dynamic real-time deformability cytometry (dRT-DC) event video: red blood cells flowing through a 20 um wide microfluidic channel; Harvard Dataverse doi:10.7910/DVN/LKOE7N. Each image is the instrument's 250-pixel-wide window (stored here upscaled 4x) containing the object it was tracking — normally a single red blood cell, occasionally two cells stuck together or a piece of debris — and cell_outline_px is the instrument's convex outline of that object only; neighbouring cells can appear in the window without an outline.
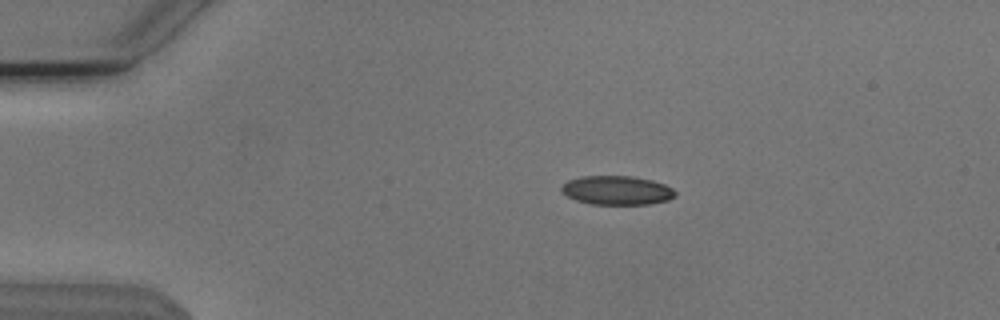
{"species": "Egyptian fruit bat (a non-hibernating species)", "species_latin": "Rousettus aegyptiacus", "temperature_condition": "cold", "stored_images_in_passage": 44, "camera_frame_rate_fps": 3000, "um_per_image_px": 0.085, "animal": {"sex": "male"}, "frame": {"image": 1, "passage_image": 1, "time_ms": 0.0, "image_size_px": [1000, 320], "cell_outline_px": [[676, 196], [668, 200], [648, 204], [592, 204], [576, 200], [568, 196], [560, 188], [568, 180], [580, 176], [632, 176], [652, 180], [664, 184], [672, 188], [676, 192]], "centroid_in_image_um": [52.46, 16.17], "position_along_channel_um": 32.5, "area_um2": 19.13}}
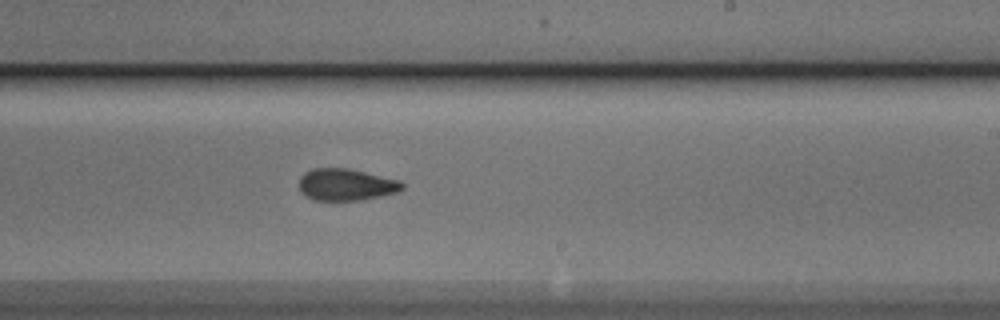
{"frame": {"image": 2, "passage_image": 23, "time_ms": 7.333, "image_size_px": [1000, 320], "cell_outline_px": [[404, 188], [396, 192], [360, 200], [312, 200], [304, 196], [300, 192], [300, 176], [304, 172], [312, 168], [348, 168], [400, 180], [404, 184]], "centroid_in_image_um": [29.38, 15.69], "position_along_channel_um": 259.6, "area_um2": 19.19}}
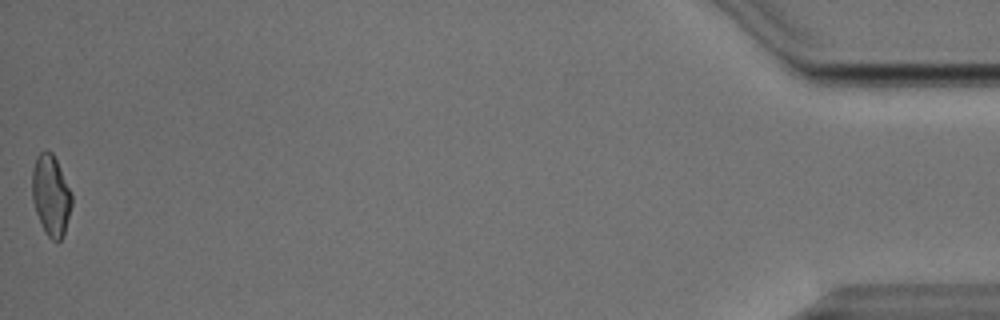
{"frame": {"image": 3, "passage_image": 44, "time_ms": 14.333, "image_size_px": [1000, 320], "cell_outline_px": [[72, 204], [64, 236], [60, 240], [52, 240], [44, 232], [36, 212], [32, 200], [32, 172], [36, 156], [40, 152], [52, 152], [72, 192]], "centroid_in_image_um": [4.33, 16.63], "position_along_channel_um": 430.9, "area_um2": 18.67}, "authors_computed_cell_mechanics": {"area_um2": 19.2763, "velocity_mm_per_s": 3.8152, "shape_relaxation_time_tau1_ms": 7.8613, "shape_relaxation_time_tau2_ms": 2.2998, "deformation_change_tau1": 0.1646, "deformation_change_tau2": 0.0776}}